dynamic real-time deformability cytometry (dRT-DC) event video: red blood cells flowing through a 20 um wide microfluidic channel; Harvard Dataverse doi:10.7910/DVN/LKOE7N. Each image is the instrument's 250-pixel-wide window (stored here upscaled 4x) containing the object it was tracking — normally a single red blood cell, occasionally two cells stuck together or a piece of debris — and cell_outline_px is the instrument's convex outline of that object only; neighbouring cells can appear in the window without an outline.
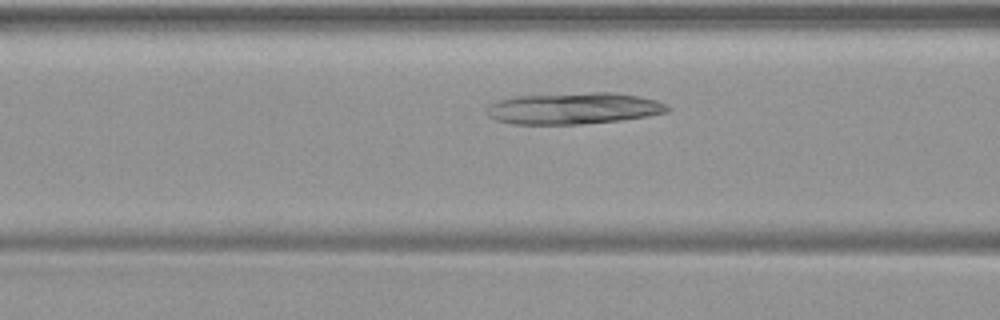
{"species": "common noctule bat (a hibernating species)", "species_latin": "Nyctalus noctula", "temperature_condition": "warm", "stored_images_in_passage": 43, "camera_frame_rate_fps": 3000, "um_per_image_px": 0.085, "animal": {"sex": "female", "body_mass_g": 19.9}, "frame": {"image": 1, "passage_image": 13, "time_ms": 4.0, "image_size_px": [1000, 320], "cell_outline_px": [[672, 108], [668, 112], [648, 116], [620, 120], [580, 124], [512, 124], [496, 120], [488, 116], [484, 112], [484, 108], [488, 104], [496, 100], [516, 96], [588, 92], [612, 92], [640, 96], [656, 100], [668, 104]], "centroid_in_image_um": [48.73, 9.2], "position_along_channel_um": 117.9, "area_um2": 33.7}}
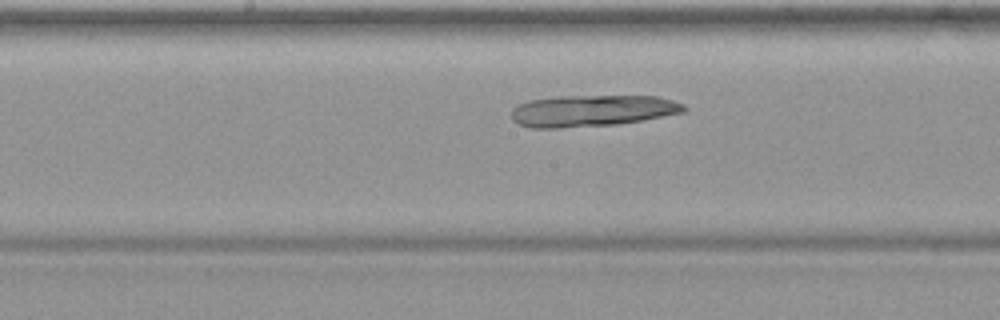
{"frame": {"image": 2, "passage_image": 19, "time_ms": 6.0, "image_size_px": [1000, 320], "cell_outline_px": [[688, 108], [684, 112], [644, 120], [616, 124], [560, 128], [532, 128], [516, 124], [512, 120], [512, 108], [516, 104], [528, 100], [560, 96], [656, 96], [672, 100], [684, 104]], "centroid_in_image_um": [50.3, 9.41], "position_along_channel_um": 197.9, "area_um2": 31.96}}
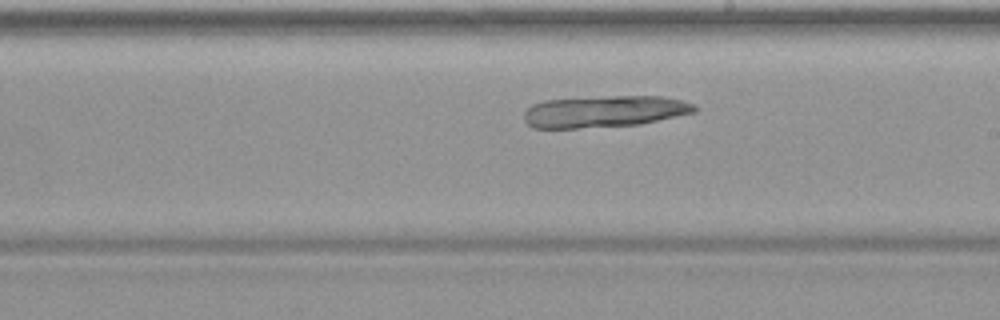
{"frame": {"image": 3, "passage_image": 22, "time_ms": 7.0, "image_size_px": [1000, 320], "cell_outline_px": [[696, 112], [640, 124], [576, 128], [532, 128], [524, 120], [524, 112], [532, 104], [544, 100], [612, 96], [660, 96], [680, 100], [692, 104], [696, 108]], "centroid_in_image_um": [51.33, 9.47], "position_along_channel_um": 237.7, "area_um2": 31.27}}